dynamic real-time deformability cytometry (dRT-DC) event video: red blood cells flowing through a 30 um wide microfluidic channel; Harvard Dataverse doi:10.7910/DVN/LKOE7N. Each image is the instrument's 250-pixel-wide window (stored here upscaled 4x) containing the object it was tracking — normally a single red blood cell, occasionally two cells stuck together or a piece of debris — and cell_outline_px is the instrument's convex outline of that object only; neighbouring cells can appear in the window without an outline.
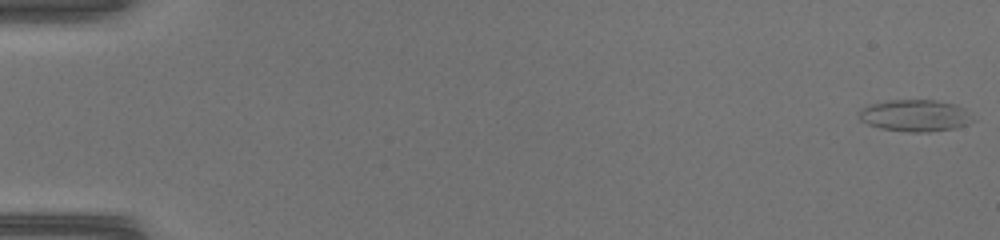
{"species": "common noctule bat (a hibernating species)", "species_latin": "Nyctalus noctula", "temperature_condition": "warm", "stored_images_in_passage": 47, "camera_frame_rate_fps": 3000, "um_per_image_px": 0.085, "animal": {"sex": "female", "body_mass_g": 17.0, "forearm_length_mm": 48.0}, "frame": {"image": 1, "passage_image": 1, "time_ms": 0.0, "image_size_px": [1000, 240], "cell_outline_px": [[976, 120], [952, 128], [928, 132], [908, 132], [880, 128], [868, 124], [860, 120], [860, 112], [864, 108], [872, 104], [888, 100], [936, 100], [956, 104], [964, 108]], "centroid_in_image_um": [77.81, 9.82], "position_along_channel_um": 7.2, "area_um2": 20.87}}
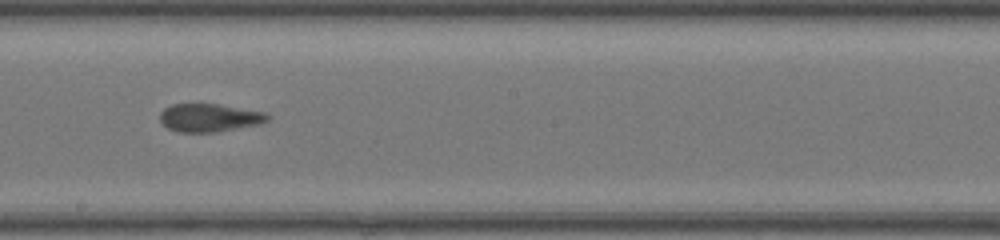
{"frame": {"image": 2, "passage_image": 28, "time_ms": 9.0, "image_size_px": [1000, 240], "cell_outline_px": [[272, 116], [268, 120], [260, 124], [216, 132], [176, 132], [168, 128], [160, 120], [160, 112], [164, 108], [172, 104], [216, 104], [264, 112]], "centroid_in_image_um": [17.79, 10.01], "position_along_channel_um": 230.4, "area_um2": 17.57}}
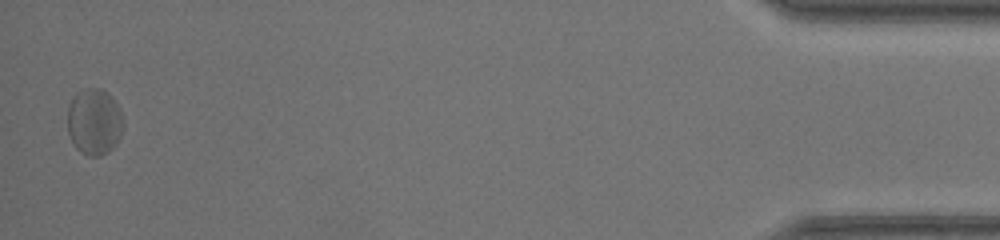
{"frame": {"image": 3, "passage_image": 47, "time_ms": 15.333, "image_size_px": [1000, 240], "cell_outline_px": [[124, 124], [120, 140], [108, 152], [100, 156], [88, 156], [80, 152], [76, 148], [68, 132], [68, 108], [72, 96], [76, 92], [84, 88], [100, 88], [108, 92], [120, 108], [124, 120]], "centroid_in_image_um": [8.03, 10.34], "position_along_channel_um": 427.2, "area_um2": 22.02}}